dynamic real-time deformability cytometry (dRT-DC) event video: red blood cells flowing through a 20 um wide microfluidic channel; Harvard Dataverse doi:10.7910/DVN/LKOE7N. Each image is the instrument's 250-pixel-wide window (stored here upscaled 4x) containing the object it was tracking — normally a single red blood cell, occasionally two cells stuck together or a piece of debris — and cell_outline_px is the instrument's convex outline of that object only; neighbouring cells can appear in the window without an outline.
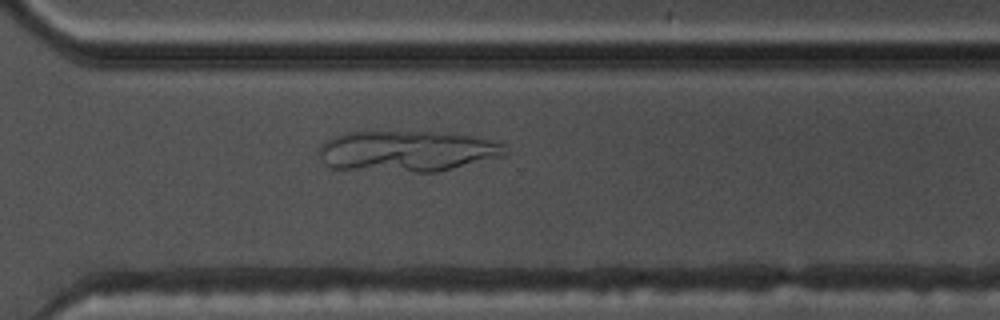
{"species": "common noctule bat (a hibernating species)", "species_latin": "Nyctalus noctula", "temperature_condition": "warm", "stored_images_in_passage": 54, "camera_frame_rate_fps": 3000, "um_per_image_px": 0.085, "animal": {"sex": "male", "body_mass_g": 17.5, "forearm_length_mm": 52.3}, "frame": {"image": 1, "passage_image": 39, "time_ms": 12.667, "image_size_px": [1000, 320], "cell_outline_px": [[512, 152], [508, 156], [436, 172], [416, 172], [332, 168], [324, 164], [320, 156], [320, 148], [324, 140], [348, 132], [432, 132], [472, 136], [504, 144]], "centroid_in_image_um": [34.68, 12.86], "position_along_channel_um": 335.9, "area_um2": 44.51}}